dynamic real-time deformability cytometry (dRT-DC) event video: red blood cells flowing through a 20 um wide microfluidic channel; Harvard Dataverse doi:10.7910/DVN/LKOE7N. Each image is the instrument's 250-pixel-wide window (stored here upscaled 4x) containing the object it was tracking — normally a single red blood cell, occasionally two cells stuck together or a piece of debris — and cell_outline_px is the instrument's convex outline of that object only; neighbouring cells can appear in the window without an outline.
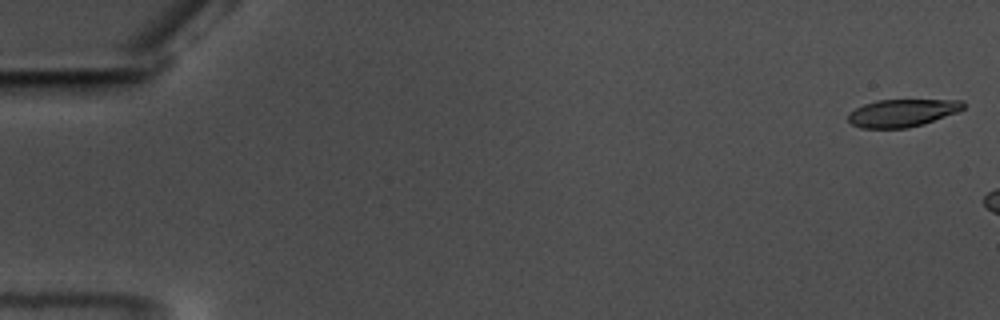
{"species": "common noctule bat (a hibernating species)", "species_latin": "Nyctalus noctula", "temperature_condition": "warm", "stored_images_in_passage": 10, "camera_frame_rate_fps": 3000, "um_per_image_px": 0.085, "animal": {"sex": "male", "body_mass_g": 17.5, "forearm_length_mm": 52.3}, "frame": {"image": 1, "passage_image": 1, "time_ms": 0.0, "image_size_px": [1000, 320], "cell_outline_px": [[964, 108], [956, 112], [924, 124], [908, 128], [860, 128], [852, 124], [848, 120], [848, 112], [864, 104], [876, 100], [964, 100]], "centroid_in_image_um": [76.66, 9.6], "position_along_channel_um": 8.3, "area_um2": 18.5}}